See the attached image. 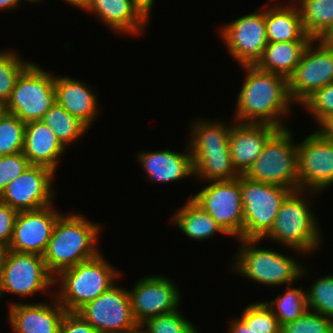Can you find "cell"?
Listing matches in <instances>:
<instances>
[{"instance_id":"cell-22","label":"cell","mask_w":333,"mask_h":333,"mask_svg":"<svg viewBox=\"0 0 333 333\" xmlns=\"http://www.w3.org/2000/svg\"><path fill=\"white\" fill-rule=\"evenodd\" d=\"M54 89L56 103L90 129L99 113L98 97L91 87L81 80L55 75Z\"/></svg>"},{"instance_id":"cell-43","label":"cell","mask_w":333,"mask_h":333,"mask_svg":"<svg viewBox=\"0 0 333 333\" xmlns=\"http://www.w3.org/2000/svg\"><path fill=\"white\" fill-rule=\"evenodd\" d=\"M133 4L139 9V11L150 20V12L155 0H132Z\"/></svg>"},{"instance_id":"cell-28","label":"cell","mask_w":333,"mask_h":333,"mask_svg":"<svg viewBox=\"0 0 333 333\" xmlns=\"http://www.w3.org/2000/svg\"><path fill=\"white\" fill-rule=\"evenodd\" d=\"M214 119H197L190 125V151L229 150V135L232 125Z\"/></svg>"},{"instance_id":"cell-11","label":"cell","mask_w":333,"mask_h":333,"mask_svg":"<svg viewBox=\"0 0 333 333\" xmlns=\"http://www.w3.org/2000/svg\"><path fill=\"white\" fill-rule=\"evenodd\" d=\"M332 82L333 45L313 39L293 74L288 78L291 100L294 104L302 105L319 88Z\"/></svg>"},{"instance_id":"cell-31","label":"cell","mask_w":333,"mask_h":333,"mask_svg":"<svg viewBox=\"0 0 333 333\" xmlns=\"http://www.w3.org/2000/svg\"><path fill=\"white\" fill-rule=\"evenodd\" d=\"M286 288L283 294L278 295L271 302L264 301L277 317L280 325L298 319L308 310L306 290L302 286L293 287V284L287 285Z\"/></svg>"},{"instance_id":"cell-20","label":"cell","mask_w":333,"mask_h":333,"mask_svg":"<svg viewBox=\"0 0 333 333\" xmlns=\"http://www.w3.org/2000/svg\"><path fill=\"white\" fill-rule=\"evenodd\" d=\"M82 10L96 15L116 34L139 36L149 25L132 0H86Z\"/></svg>"},{"instance_id":"cell-16","label":"cell","mask_w":333,"mask_h":333,"mask_svg":"<svg viewBox=\"0 0 333 333\" xmlns=\"http://www.w3.org/2000/svg\"><path fill=\"white\" fill-rule=\"evenodd\" d=\"M54 173L47 167L30 165L7 184L0 201L17 212L38 210L54 204Z\"/></svg>"},{"instance_id":"cell-38","label":"cell","mask_w":333,"mask_h":333,"mask_svg":"<svg viewBox=\"0 0 333 333\" xmlns=\"http://www.w3.org/2000/svg\"><path fill=\"white\" fill-rule=\"evenodd\" d=\"M316 123L320 126L329 116L333 115V82L319 88L303 104Z\"/></svg>"},{"instance_id":"cell-7","label":"cell","mask_w":333,"mask_h":333,"mask_svg":"<svg viewBox=\"0 0 333 333\" xmlns=\"http://www.w3.org/2000/svg\"><path fill=\"white\" fill-rule=\"evenodd\" d=\"M244 207L242 239H261L269 233L285 198L288 188L253 181L239 175Z\"/></svg>"},{"instance_id":"cell-44","label":"cell","mask_w":333,"mask_h":333,"mask_svg":"<svg viewBox=\"0 0 333 333\" xmlns=\"http://www.w3.org/2000/svg\"><path fill=\"white\" fill-rule=\"evenodd\" d=\"M317 129L325 138L333 141V115L329 116Z\"/></svg>"},{"instance_id":"cell-17","label":"cell","mask_w":333,"mask_h":333,"mask_svg":"<svg viewBox=\"0 0 333 333\" xmlns=\"http://www.w3.org/2000/svg\"><path fill=\"white\" fill-rule=\"evenodd\" d=\"M61 214L54 204L38 210L18 212L8 250L43 256Z\"/></svg>"},{"instance_id":"cell-52","label":"cell","mask_w":333,"mask_h":333,"mask_svg":"<svg viewBox=\"0 0 333 333\" xmlns=\"http://www.w3.org/2000/svg\"><path fill=\"white\" fill-rule=\"evenodd\" d=\"M298 0H289L288 3H296Z\"/></svg>"},{"instance_id":"cell-51","label":"cell","mask_w":333,"mask_h":333,"mask_svg":"<svg viewBox=\"0 0 333 333\" xmlns=\"http://www.w3.org/2000/svg\"><path fill=\"white\" fill-rule=\"evenodd\" d=\"M21 1V0H20ZM25 1V0H24ZM27 2H30V3H37V2H40L42 0H26Z\"/></svg>"},{"instance_id":"cell-19","label":"cell","mask_w":333,"mask_h":333,"mask_svg":"<svg viewBox=\"0 0 333 333\" xmlns=\"http://www.w3.org/2000/svg\"><path fill=\"white\" fill-rule=\"evenodd\" d=\"M279 128L270 124L234 123L229 135L233 167L244 175L260 156L266 142Z\"/></svg>"},{"instance_id":"cell-18","label":"cell","mask_w":333,"mask_h":333,"mask_svg":"<svg viewBox=\"0 0 333 333\" xmlns=\"http://www.w3.org/2000/svg\"><path fill=\"white\" fill-rule=\"evenodd\" d=\"M51 297L50 304L10 302L7 321L13 333H59L66 310L55 295Z\"/></svg>"},{"instance_id":"cell-45","label":"cell","mask_w":333,"mask_h":333,"mask_svg":"<svg viewBox=\"0 0 333 333\" xmlns=\"http://www.w3.org/2000/svg\"><path fill=\"white\" fill-rule=\"evenodd\" d=\"M20 0H0V11L2 10H10V9H14L18 7V5L20 6Z\"/></svg>"},{"instance_id":"cell-13","label":"cell","mask_w":333,"mask_h":333,"mask_svg":"<svg viewBox=\"0 0 333 333\" xmlns=\"http://www.w3.org/2000/svg\"><path fill=\"white\" fill-rule=\"evenodd\" d=\"M77 313L100 333H123L139 326L132 314L128 289L117 286V283Z\"/></svg>"},{"instance_id":"cell-30","label":"cell","mask_w":333,"mask_h":333,"mask_svg":"<svg viewBox=\"0 0 333 333\" xmlns=\"http://www.w3.org/2000/svg\"><path fill=\"white\" fill-rule=\"evenodd\" d=\"M42 121L53 131L65 148L82 138L89 129L56 102L45 113Z\"/></svg>"},{"instance_id":"cell-29","label":"cell","mask_w":333,"mask_h":333,"mask_svg":"<svg viewBox=\"0 0 333 333\" xmlns=\"http://www.w3.org/2000/svg\"><path fill=\"white\" fill-rule=\"evenodd\" d=\"M296 5L312 39H321L333 26V0H298Z\"/></svg>"},{"instance_id":"cell-40","label":"cell","mask_w":333,"mask_h":333,"mask_svg":"<svg viewBox=\"0 0 333 333\" xmlns=\"http://www.w3.org/2000/svg\"><path fill=\"white\" fill-rule=\"evenodd\" d=\"M17 211L0 201V247L8 249L11 242Z\"/></svg>"},{"instance_id":"cell-37","label":"cell","mask_w":333,"mask_h":333,"mask_svg":"<svg viewBox=\"0 0 333 333\" xmlns=\"http://www.w3.org/2000/svg\"><path fill=\"white\" fill-rule=\"evenodd\" d=\"M280 333H333V319L307 310L298 319L281 325Z\"/></svg>"},{"instance_id":"cell-9","label":"cell","mask_w":333,"mask_h":333,"mask_svg":"<svg viewBox=\"0 0 333 333\" xmlns=\"http://www.w3.org/2000/svg\"><path fill=\"white\" fill-rule=\"evenodd\" d=\"M54 280L43 256L7 249L0 279V299L7 292L23 298L34 296L37 292L54 295V290H50Z\"/></svg>"},{"instance_id":"cell-26","label":"cell","mask_w":333,"mask_h":333,"mask_svg":"<svg viewBox=\"0 0 333 333\" xmlns=\"http://www.w3.org/2000/svg\"><path fill=\"white\" fill-rule=\"evenodd\" d=\"M183 205L177 212L170 214V220L187 238L204 241L212 238L217 232L227 235L216 221L190 197Z\"/></svg>"},{"instance_id":"cell-3","label":"cell","mask_w":333,"mask_h":333,"mask_svg":"<svg viewBox=\"0 0 333 333\" xmlns=\"http://www.w3.org/2000/svg\"><path fill=\"white\" fill-rule=\"evenodd\" d=\"M305 192V193H304ZM317 192L292 191L283 201L274 220L273 227L263 238L281 243L296 254H311L319 249L323 241L321 227L310 207ZM308 196V198H307ZM310 197V198H309ZM321 235V236H320Z\"/></svg>"},{"instance_id":"cell-42","label":"cell","mask_w":333,"mask_h":333,"mask_svg":"<svg viewBox=\"0 0 333 333\" xmlns=\"http://www.w3.org/2000/svg\"><path fill=\"white\" fill-rule=\"evenodd\" d=\"M229 324L228 333H255L241 317L232 319Z\"/></svg>"},{"instance_id":"cell-10","label":"cell","mask_w":333,"mask_h":333,"mask_svg":"<svg viewBox=\"0 0 333 333\" xmlns=\"http://www.w3.org/2000/svg\"><path fill=\"white\" fill-rule=\"evenodd\" d=\"M209 183L190 198L216 221L227 236L242 239L244 207L239 177Z\"/></svg>"},{"instance_id":"cell-25","label":"cell","mask_w":333,"mask_h":333,"mask_svg":"<svg viewBox=\"0 0 333 333\" xmlns=\"http://www.w3.org/2000/svg\"><path fill=\"white\" fill-rule=\"evenodd\" d=\"M312 40L268 42L255 66L265 72L289 78Z\"/></svg>"},{"instance_id":"cell-32","label":"cell","mask_w":333,"mask_h":333,"mask_svg":"<svg viewBox=\"0 0 333 333\" xmlns=\"http://www.w3.org/2000/svg\"><path fill=\"white\" fill-rule=\"evenodd\" d=\"M31 63L13 49L0 51V101L7 103L18 77Z\"/></svg>"},{"instance_id":"cell-4","label":"cell","mask_w":333,"mask_h":333,"mask_svg":"<svg viewBox=\"0 0 333 333\" xmlns=\"http://www.w3.org/2000/svg\"><path fill=\"white\" fill-rule=\"evenodd\" d=\"M237 240L238 252L234 256L235 259H232L234 263L232 262L230 266L235 274L257 284L273 287L294 284L305 274L307 275L306 267L293 257L280 253V250L257 246L261 239Z\"/></svg>"},{"instance_id":"cell-39","label":"cell","mask_w":333,"mask_h":333,"mask_svg":"<svg viewBox=\"0 0 333 333\" xmlns=\"http://www.w3.org/2000/svg\"><path fill=\"white\" fill-rule=\"evenodd\" d=\"M29 166L30 163L23 152L0 156V195L7 184L18 178Z\"/></svg>"},{"instance_id":"cell-48","label":"cell","mask_w":333,"mask_h":333,"mask_svg":"<svg viewBox=\"0 0 333 333\" xmlns=\"http://www.w3.org/2000/svg\"><path fill=\"white\" fill-rule=\"evenodd\" d=\"M7 249L0 247V279L2 274V265Z\"/></svg>"},{"instance_id":"cell-41","label":"cell","mask_w":333,"mask_h":333,"mask_svg":"<svg viewBox=\"0 0 333 333\" xmlns=\"http://www.w3.org/2000/svg\"><path fill=\"white\" fill-rule=\"evenodd\" d=\"M59 333H100L77 312L66 311L59 327Z\"/></svg>"},{"instance_id":"cell-23","label":"cell","mask_w":333,"mask_h":333,"mask_svg":"<svg viewBox=\"0 0 333 333\" xmlns=\"http://www.w3.org/2000/svg\"><path fill=\"white\" fill-rule=\"evenodd\" d=\"M65 150L53 131L42 120L26 123L23 153L30 165L44 166L55 172L60 162L59 158Z\"/></svg>"},{"instance_id":"cell-21","label":"cell","mask_w":333,"mask_h":333,"mask_svg":"<svg viewBox=\"0 0 333 333\" xmlns=\"http://www.w3.org/2000/svg\"><path fill=\"white\" fill-rule=\"evenodd\" d=\"M137 161L145 171L146 179L158 183L181 181L189 176L194 177L192 154L187 145L184 152L169 149L158 151H142L137 153Z\"/></svg>"},{"instance_id":"cell-5","label":"cell","mask_w":333,"mask_h":333,"mask_svg":"<svg viewBox=\"0 0 333 333\" xmlns=\"http://www.w3.org/2000/svg\"><path fill=\"white\" fill-rule=\"evenodd\" d=\"M119 276L120 271L100 252L93 259L62 270L54 280V285L60 286L54 295L66 311L77 312L114 285Z\"/></svg>"},{"instance_id":"cell-35","label":"cell","mask_w":333,"mask_h":333,"mask_svg":"<svg viewBox=\"0 0 333 333\" xmlns=\"http://www.w3.org/2000/svg\"><path fill=\"white\" fill-rule=\"evenodd\" d=\"M144 333H199L196 326L178 310L150 318L140 325Z\"/></svg>"},{"instance_id":"cell-8","label":"cell","mask_w":333,"mask_h":333,"mask_svg":"<svg viewBox=\"0 0 333 333\" xmlns=\"http://www.w3.org/2000/svg\"><path fill=\"white\" fill-rule=\"evenodd\" d=\"M52 73L32 62L18 77L6 103V111L24 123L42 120L56 102Z\"/></svg>"},{"instance_id":"cell-6","label":"cell","mask_w":333,"mask_h":333,"mask_svg":"<svg viewBox=\"0 0 333 333\" xmlns=\"http://www.w3.org/2000/svg\"><path fill=\"white\" fill-rule=\"evenodd\" d=\"M292 134L288 127L278 129L244 176L292 191L299 190L297 143L293 142Z\"/></svg>"},{"instance_id":"cell-14","label":"cell","mask_w":333,"mask_h":333,"mask_svg":"<svg viewBox=\"0 0 333 333\" xmlns=\"http://www.w3.org/2000/svg\"><path fill=\"white\" fill-rule=\"evenodd\" d=\"M297 152L299 190L318 194L333 184V141L316 129L297 143Z\"/></svg>"},{"instance_id":"cell-50","label":"cell","mask_w":333,"mask_h":333,"mask_svg":"<svg viewBox=\"0 0 333 333\" xmlns=\"http://www.w3.org/2000/svg\"><path fill=\"white\" fill-rule=\"evenodd\" d=\"M123 333H144L142 328L140 326L136 327L135 329L128 331V332H123Z\"/></svg>"},{"instance_id":"cell-33","label":"cell","mask_w":333,"mask_h":333,"mask_svg":"<svg viewBox=\"0 0 333 333\" xmlns=\"http://www.w3.org/2000/svg\"><path fill=\"white\" fill-rule=\"evenodd\" d=\"M25 125L18 116L4 114L0 119V156L23 152Z\"/></svg>"},{"instance_id":"cell-47","label":"cell","mask_w":333,"mask_h":333,"mask_svg":"<svg viewBox=\"0 0 333 333\" xmlns=\"http://www.w3.org/2000/svg\"><path fill=\"white\" fill-rule=\"evenodd\" d=\"M67 2L69 5H73L77 7L78 9L80 8L81 10L83 9L86 0H64Z\"/></svg>"},{"instance_id":"cell-49","label":"cell","mask_w":333,"mask_h":333,"mask_svg":"<svg viewBox=\"0 0 333 333\" xmlns=\"http://www.w3.org/2000/svg\"><path fill=\"white\" fill-rule=\"evenodd\" d=\"M6 104L2 101H0V119L4 116L6 113Z\"/></svg>"},{"instance_id":"cell-27","label":"cell","mask_w":333,"mask_h":333,"mask_svg":"<svg viewBox=\"0 0 333 333\" xmlns=\"http://www.w3.org/2000/svg\"><path fill=\"white\" fill-rule=\"evenodd\" d=\"M194 177L201 181H222L237 179L239 174L233 167L229 150L190 151Z\"/></svg>"},{"instance_id":"cell-12","label":"cell","mask_w":333,"mask_h":333,"mask_svg":"<svg viewBox=\"0 0 333 333\" xmlns=\"http://www.w3.org/2000/svg\"><path fill=\"white\" fill-rule=\"evenodd\" d=\"M219 32L231 57L241 66L255 65L268 44L265 8L224 24Z\"/></svg>"},{"instance_id":"cell-36","label":"cell","mask_w":333,"mask_h":333,"mask_svg":"<svg viewBox=\"0 0 333 333\" xmlns=\"http://www.w3.org/2000/svg\"><path fill=\"white\" fill-rule=\"evenodd\" d=\"M255 333H280L281 325L265 302L251 303L240 316Z\"/></svg>"},{"instance_id":"cell-34","label":"cell","mask_w":333,"mask_h":333,"mask_svg":"<svg viewBox=\"0 0 333 333\" xmlns=\"http://www.w3.org/2000/svg\"><path fill=\"white\" fill-rule=\"evenodd\" d=\"M306 297L308 310L333 319V274L316 279Z\"/></svg>"},{"instance_id":"cell-1","label":"cell","mask_w":333,"mask_h":333,"mask_svg":"<svg viewBox=\"0 0 333 333\" xmlns=\"http://www.w3.org/2000/svg\"><path fill=\"white\" fill-rule=\"evenodd\" d=\"M241 67L246 76L237 95L234 121L270 124L279 129L288 127L283 119L291 113L294 104L288 92V79L262 71L255 65Z\"/></svg>"},{"instance_id":"cell-46","label":"cell","mask_w":333,"mask_h":333,"mask_svg":"<svg viewBox=\"0 0 333 333\" xmlns=\"http://www.w3.org/2000/svg\"><path fill=\"white\" fill-rule=\"evenodd\" d=\"M320 40L325 44L333 45V26Z\"/></svg>"},{"instance_id":"cell-24","label":"cell","mask_w":333,"mask_h":333,"mask_svg":"<svg viewBox=\"0 0 333 333\" xmlns=\"http://www.w3.org/2000/svg\"><path fill=\"white\" fill-rule=\"evenodd\" d=\"M268 42L313 40L304 29L296 3L274 4L265 9Z\"/></svg>"},{"instance_id":"cell-2","label":"cell","mask_w":333,"mask_h":333,"mask_svg":"<svg viewBox=\"0 0 333 333\" xmlns=\"http://www.w3.org/2000/svg\"><path fill=\"white\" fill-rule=\"evenodd\" d=\"M101 225L79 212L62 213L53 228L43 254L48 271L56 277L62 270L95 258Z\"/></svg>"},{"instance_id":"cell-15","label":"cell","mask_w":333,"mask_h":333,"mask_svg":"<svg viewBox=\"0 0 333 333\" xmlns=\"http://www.w3.org/2000/svg\"><path fill=\"white\" fill-rule=\"evenodd\" d=\"M171 278L164 275H147L129 289L132 314L140 326L146 320L178 310L180 291Z\"/></svg>"}]
</instances>
